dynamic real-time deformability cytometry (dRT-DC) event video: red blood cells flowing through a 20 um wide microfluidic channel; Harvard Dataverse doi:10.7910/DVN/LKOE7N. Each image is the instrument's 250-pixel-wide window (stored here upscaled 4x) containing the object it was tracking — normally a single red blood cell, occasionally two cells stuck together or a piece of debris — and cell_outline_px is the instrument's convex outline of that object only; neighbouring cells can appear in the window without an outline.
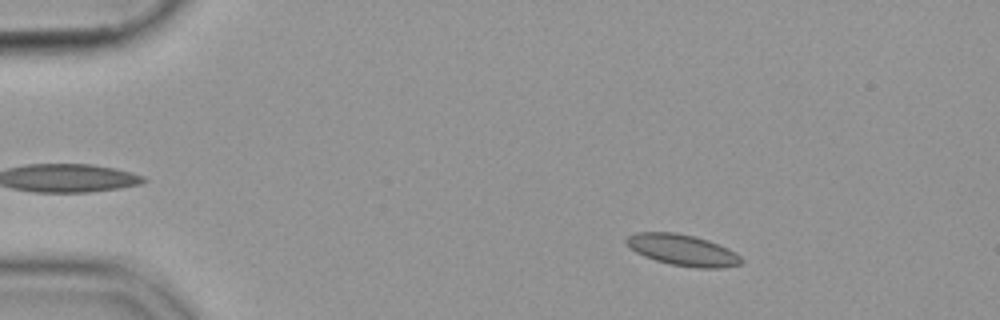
{"species": "common noctule bat (a hibernating species)", "species_latin": "Nyctalus noctula", "temperature_condition": "cold", "stored_images_in_passage": 54, "camera_frame_rate_fps": 3000, "um_per_image_px": 0.085, "animal": {"sex": "female", "body_mass_g": 19.9}, "frame": {"image": 1, "passage_image": 8, "time_ms": 2.333, "image_size_px": [1000, 320], "cell_outline_px": [[744, 260], [740, 264], [720, 268], [696, 268], [672, 264], [656, 260], [644, 256], [636, 252], [624, 240], [628, 236], [636, 232], [676, 232], [708, 240], [728, 248], [736, 252]], "centroid_in_image_um": [58.04, 21.25], "position_along_channel_um": 27.0, "area_um2": 20.75}}
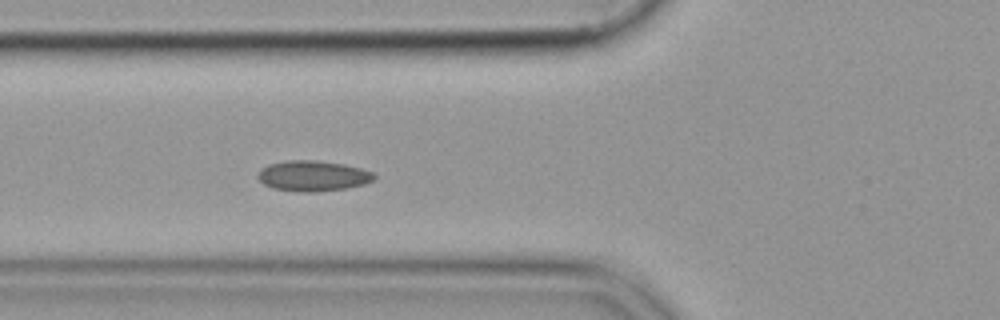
{"frame": {"image": 2, "passage_image": 20, "time_ms": 6.333, "image_size_px": [1000, 320], "cell_outline_px": [[376, 176], [372, 180], [364, 184], [344, 188], [316, 192], [300, 192], [272, 188], [264, 184], [256, 176], [268, 164], [288, 160], [316, 160], [344, 164], [360, 168], [372, 172]], "centroid_in_image_um": [26.59, 14.95], "position_along_channel_um": 99.2, "area_um2": 20.52}}
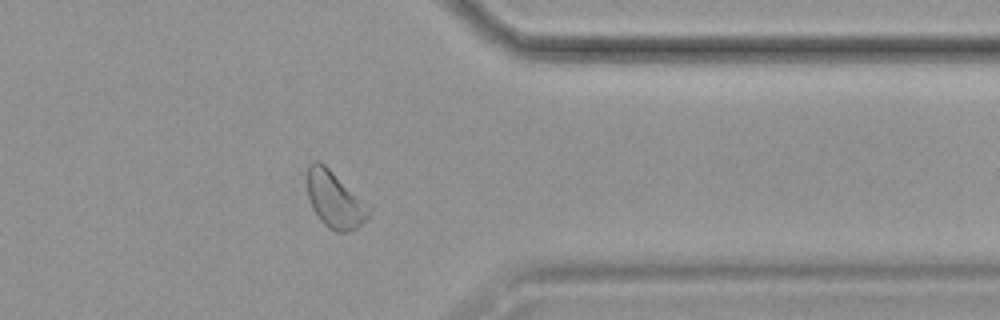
{"frame": {"image": 3, "passage_image": 44, "time_ms": 14.333, "image_size_px": [1000, 320], "cell_outline_px": [[372, 208], [368, 216], [356, 228], [348, 232], [336, 232], [328, 228], [320, 220], [312, 208], [308, 196], [308, 164], [312, 160], [320, 160]], "centroid_in_image_um": [28.44, 16.97], "position_along_channel_um": 383.0, "area_um2": 20.17}}